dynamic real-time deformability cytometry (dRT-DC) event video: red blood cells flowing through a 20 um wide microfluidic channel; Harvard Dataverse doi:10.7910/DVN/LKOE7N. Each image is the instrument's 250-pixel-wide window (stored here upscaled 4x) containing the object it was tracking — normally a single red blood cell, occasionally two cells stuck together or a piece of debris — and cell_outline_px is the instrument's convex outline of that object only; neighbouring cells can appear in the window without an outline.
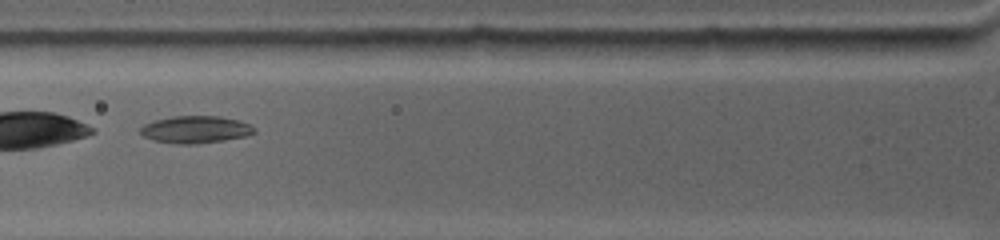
{"species": "common noctule bat (a hibernating species)", "species_latin": "Nyctalus noctula", "temperature_condition": "warm", "stored_images_in_passage": 25, "camera_frame_rate_fps": 4500, "um_per_image_px": 0.085, "animal": {"sex": "female", "body_mass_g": 19.0, "forearm_length_mm": 53.3}, "frame": {"image": 1, "passage_image": 5, "time_ms": 1.778, "image_size_px": [1000, 240], "cell_outline_px": [[256, 132], [248, 136], [224, 140], [196, 144], [176, 144], [152, 140], [144, 136], [140, 132], [140, 128], [144, 124], [156, 120], [172, 116], [220, 116], [236, 120], [248, 124], [256, 128]], "centroid_in_image_um": [16.62, 11.02], "position_along_channel_um": 109.2, "area_um2": 18.09}}
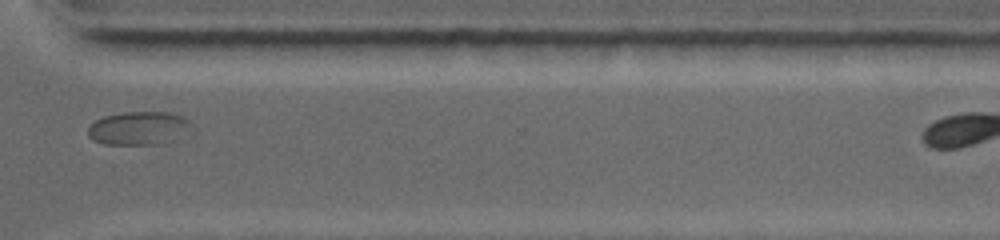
{"frame": {"image": 2, "passage_image": 22, "time_ms": 8.889, "image_size_px": [1000, 240], "cell_outline_px": [[196, 132], [160, 144], [104, 144], [92, 140], [88, 136], [88, 128], [96, 120], [104, 116], [124, 112], [168, 112], [184, 116], [196, 128]], "centroid_in_image_um": [11.9, 10.9], "position_along_channel_um": 358.7, "area_um2": 20.63}}